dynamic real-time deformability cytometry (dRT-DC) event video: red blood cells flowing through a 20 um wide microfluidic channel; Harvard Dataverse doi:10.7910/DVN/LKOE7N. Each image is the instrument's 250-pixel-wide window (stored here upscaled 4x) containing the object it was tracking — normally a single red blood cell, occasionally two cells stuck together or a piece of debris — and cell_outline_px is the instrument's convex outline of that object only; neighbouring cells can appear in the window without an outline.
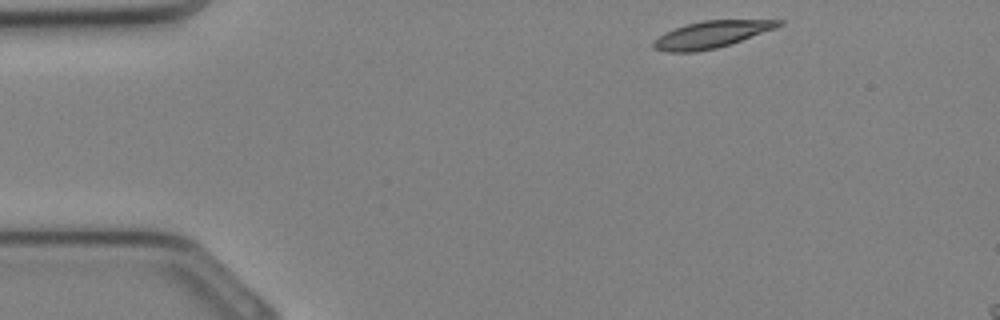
{"species": "Egyptian fruit bat (a non-hibernating species)", "species_latin": "Rousettus aegyptiacus", "temperature_condition": "cold", "stored_images_in_passage": 6, "camera_frame_rate_fps": 3000, "um_per_image_px": 0.085, "animal": {"sex": "female"}, "frame": {"image": 1, "passage_image": 1, "time_ms": 0.0, "image_size_px": [1000, 320], "cell_outline_px": [[784, 24], [776, 28], [716, 48], [696, 52], [664, 52], [652, 48], [652, 40], [664, 32], [688, 24], [704, 20], [784, 20]], "centroid_in_image_um": [60.41, 2.94], "position_along_channel_um": 24.6, "area_um2": 19.48}}